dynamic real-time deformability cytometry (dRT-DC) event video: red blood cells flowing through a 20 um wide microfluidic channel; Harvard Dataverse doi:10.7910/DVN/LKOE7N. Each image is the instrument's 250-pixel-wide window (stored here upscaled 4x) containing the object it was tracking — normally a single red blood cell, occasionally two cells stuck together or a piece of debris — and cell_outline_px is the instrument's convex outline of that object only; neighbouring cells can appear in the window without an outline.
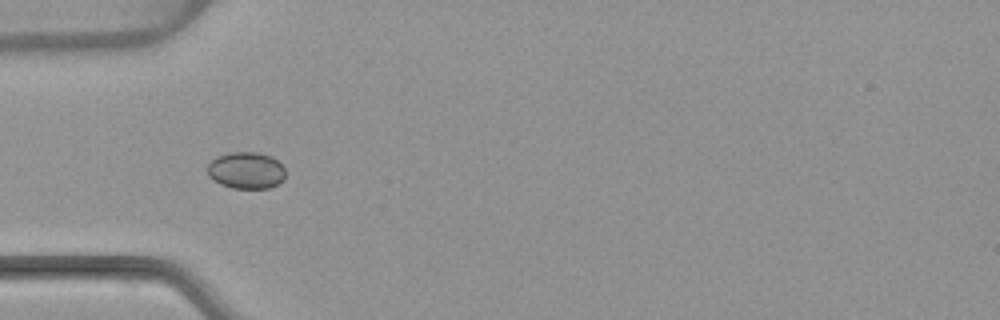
{"species": "common noctule bat (a hibernating species)", "species_latin": "Nyctalus noctula", "temperature_condition": "warm", "stored_images_in_passage": 6, "camera_frame_rate_fps": 3000, "um_per_image_px": 0.085, "animal": {"sex": "female", "body_mass_g": 22.7, "forearm_length_mm": 54.2}, "frame": {"image": 1, "passage_image": 5, "time_ms": 1.333, "image_size_px": [1000, 320], "cell_outline_px": [[284, 180], [280, 184], [268, 188], [232, 188], [220, 184], [208, 176], [208, 164], [212, 160], [228, 152], [256, 152], [272, 156], [284, 168]], "centroid_in_image_um": [20.94, 14.49], "position_along_channel_um": 64.1, "area_um2": 16.7}}